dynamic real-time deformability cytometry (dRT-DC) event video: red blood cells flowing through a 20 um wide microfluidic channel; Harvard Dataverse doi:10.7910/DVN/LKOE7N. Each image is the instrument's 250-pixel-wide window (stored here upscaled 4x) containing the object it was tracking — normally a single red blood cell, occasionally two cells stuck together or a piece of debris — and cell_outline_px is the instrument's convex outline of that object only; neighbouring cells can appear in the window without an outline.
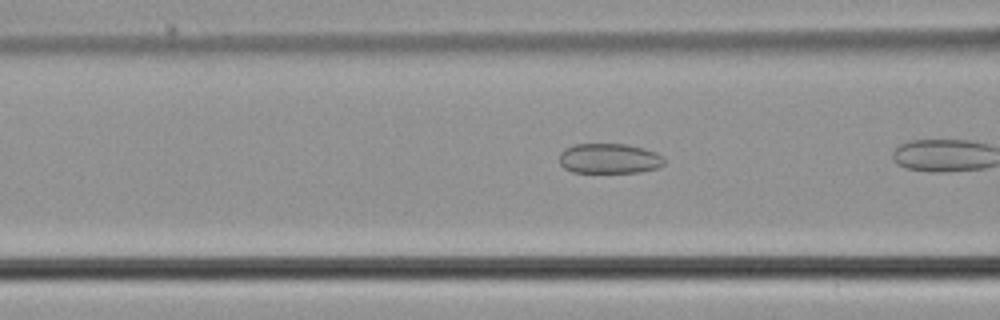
{"species": "common noctule bat (a hibernating species)", "species_latin": "Nyctalus noctula", "temperature_condition": "cold", "stored_images_in_passage": 10, "camera_frame_rate_fps": 3000, "um_per_image_px": 0.085, "animal": {"sex": "male", "body_mass_g": 21.5, "forearm_length_mm": 52.0}, "frame": {"image": 1, "passage_image": 6, "time_ms": 1.667, "image_size_px": [1000, 320], "cell_outline_px": [[664, 164], [660, 168], [640, 172], [572, 172], [564, 168], [560, 164], [560, 152], [564, 148], [572, 144], [628, 144], [644, 148], [656, 152], [664, 156]], "centroid_in_image_um": [51.81, 13.47], "position_along_channel_um": 114.8, "area_um2": 18.67}}